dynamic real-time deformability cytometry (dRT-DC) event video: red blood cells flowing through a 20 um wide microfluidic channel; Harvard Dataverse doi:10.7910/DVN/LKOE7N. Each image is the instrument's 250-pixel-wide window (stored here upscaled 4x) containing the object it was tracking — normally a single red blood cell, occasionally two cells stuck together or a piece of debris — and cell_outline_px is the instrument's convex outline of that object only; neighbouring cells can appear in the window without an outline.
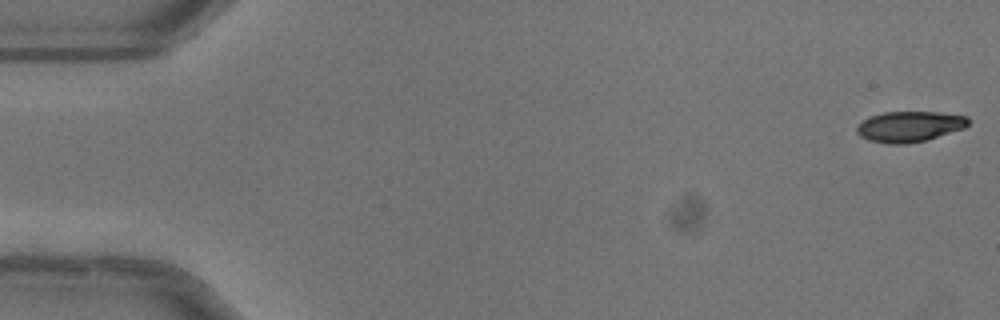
{"species": "common noctule bat (a hibernating species)", "species_latin": "Nyctalus noctula", "temperature_condition": "warm", "stored_images_in_passage": 19, "camera_frame_rate_fps": 3000, "um_per_image_px": 0.085, "animal": {"sex": "female"}, "frame": {"image": 1, "passage_image": 1, "time_ms": 0.0, "image_size_px": [1000, 320], "cell_outline_px": [[968, 124], [964, 128], [924, 140], [904, 144], [888, 144], [868, 140], [860, 136], [856, 132], [856, 124], [868, 116], [884, 112], [940, 112], [968, 116]], "centroid_in_image_um": [77.24, 10.74], "position_along_channel_um": 7.8, "area_um2": 19.94}}
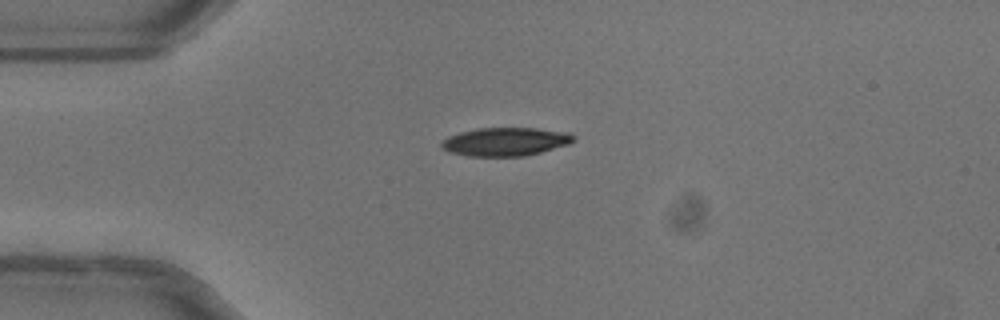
{"frame": {"image": 2, "passage_image": 13, "time_ms": 4.0, "image_size_px": [1000, 320], "cell_outline_px": [[572, 140], [568, 144], [540, 152], [524, 156], [468, 156], [448, 152], [440, 144], [448, 136], [460, 132], [476, 128], [536, 128], [568, 132], [572, 136]], "centroid_in_image_um": [42.91, 12.04], "position_along_channel_um": 42.1, "area_um2": 21.62}}
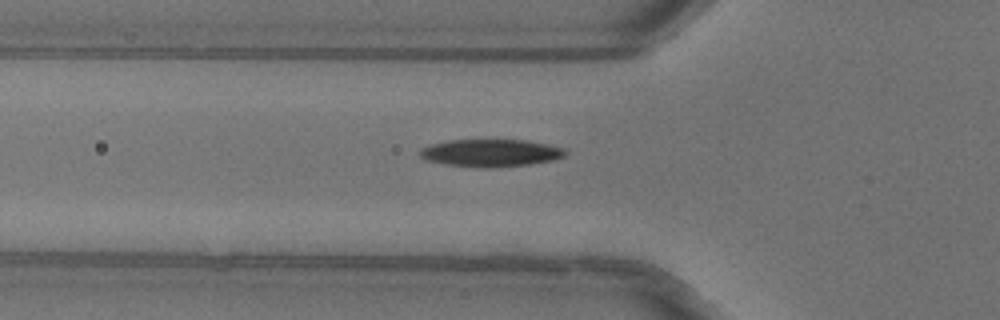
{"frame": {"image": 3, "passage_image": 18, "time_ms": 5.667, "image_size_px": [1000, 320], "cell_outline_px": [[568, 152], [564, 156], [552, 160], [528, 164], [492, 168], [480, 168], [448, 164], [428, 160], [420, 156], [420, 148], [428, 144], [448, 140], [528, 140], [548, 144], [564, 148]], "centroid_in_image_um": [41.71, 12.99], "position_along_channel_um": 84.1, "area_um2": 23.29}}